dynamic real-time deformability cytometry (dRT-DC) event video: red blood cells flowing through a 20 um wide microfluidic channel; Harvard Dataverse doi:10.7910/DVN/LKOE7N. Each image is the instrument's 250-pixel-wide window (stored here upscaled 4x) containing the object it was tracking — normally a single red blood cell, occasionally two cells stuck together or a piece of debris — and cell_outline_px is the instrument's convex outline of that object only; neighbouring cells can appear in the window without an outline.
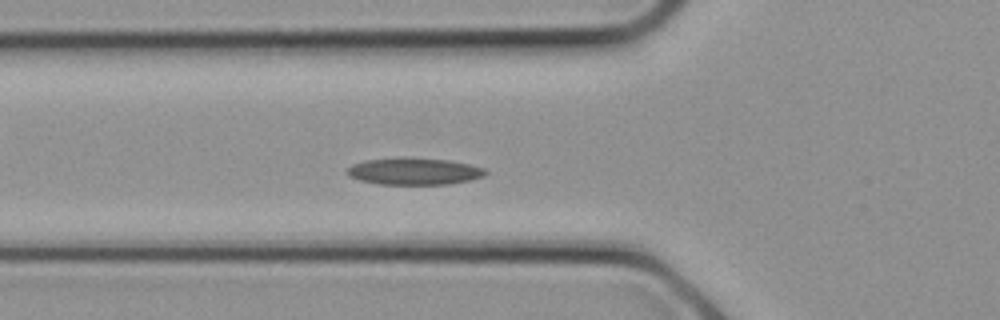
{"species": "common noctule bat (a hibernating species)", "species_latin": "Nyctalus noctula", "temperature_condition": "cold", "stored_images_in_passage": 13, "camera_frame_rate_fps": 3000, "um_per_image_px": 0.085, "animal": {"sex": "female", "body_mass_g": 21.9}, "frame": {"image": 1, "passage_image": 8, "time_ms": 2.333, "image_size_px": [1000, 320], "cell_outline_px": [[488, 172], [484, 176], [468, 180], [448, 184], [380, 184], [360, 180], [348, 176], [344, 172], [352, 164], [364, 160], [400, 156], [448, 160], [468, 164], [484, 168]], "centroid_in_image_um": [35.14, 14.54], "position_along_channel_um": 90.7, "area_um2": 21.91}}
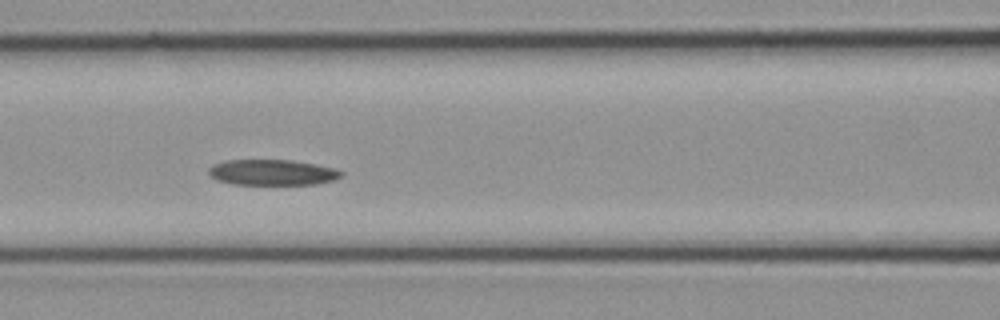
{"frame": {"image": 2, "passage_image": 10, "time_ms": 3.0, "image_size_px": [1000, 320], "cell_outline_px": [[344, 176], [336, 180], [316, 184], [232, 184], [216, 180], [208, 172], [208, 168], [212, 164], [224, 160], [292, 160], [316, 164], [336, 168], [344, 172]], "centroid_in_image_um": [23.18, 14.65], "position_along_channel_um": 143.4, "area_um2": 20.11}}
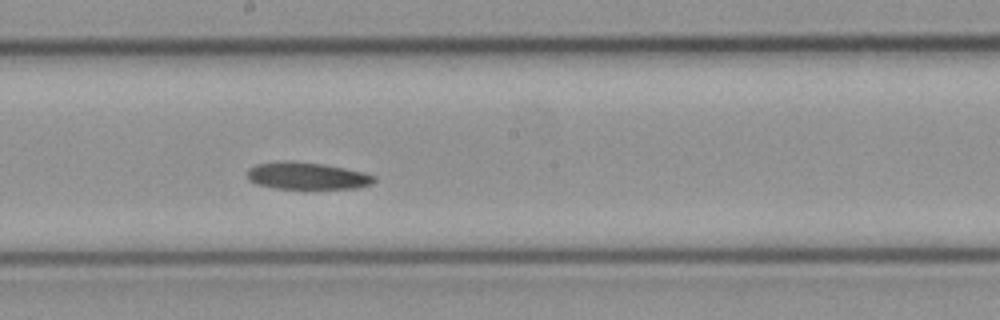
{"frame": {"image": 3, "passage_image": 13, "time_ms": 4.0, "image_size_px": [1000, 320], "cell_outline_px": [[376, 180], [372, 184], [356, 188], [304, 192], [276, 188], [256, 184], [248, 180], [248, 168], [256, 164], [284, 160], [292, 160], [324, 164], [364, 172], [376, 176]], "centroid_in_image_um": [26.11, 14.99], "position_along_channel_um": 222.1, "area_um2": 21.27}}